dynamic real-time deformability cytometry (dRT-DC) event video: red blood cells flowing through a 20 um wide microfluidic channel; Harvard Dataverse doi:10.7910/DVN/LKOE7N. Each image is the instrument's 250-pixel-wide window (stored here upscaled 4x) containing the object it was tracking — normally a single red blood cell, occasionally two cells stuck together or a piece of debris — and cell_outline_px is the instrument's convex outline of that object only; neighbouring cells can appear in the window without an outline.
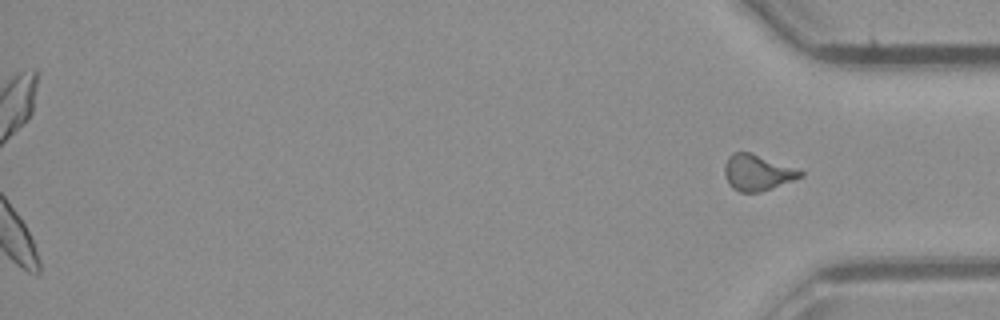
{"species": "common noctule bat (a hibernating species)", "species_latin": "Nyctalus noctula", "temperature_condition": "room temperature", "stored_images_in_passage": 35, "camera_frame_rate_fps": 3000, "um_per_image_px": 0.085, "animal": {"sex": "male", "body_mass_g": 23.1, "forearm_length_mm": 52.7}, "frame": {"image": 1, "passage_image": 35, "time_ms": 11.333, "image_size_px": [1000, 320], "cell_outline_px": [[804, 176], [772, 188], [760, 192], [740, 192], [732, 188], [728, 184], [724, 176], [724, 168], [728, 156], [732, 152], [752, 152], [804, 172]], "centroid_in_image_um": [64.34, 14.67], "position_along_channel_um": 370.9, "area_um2": 15.9}}